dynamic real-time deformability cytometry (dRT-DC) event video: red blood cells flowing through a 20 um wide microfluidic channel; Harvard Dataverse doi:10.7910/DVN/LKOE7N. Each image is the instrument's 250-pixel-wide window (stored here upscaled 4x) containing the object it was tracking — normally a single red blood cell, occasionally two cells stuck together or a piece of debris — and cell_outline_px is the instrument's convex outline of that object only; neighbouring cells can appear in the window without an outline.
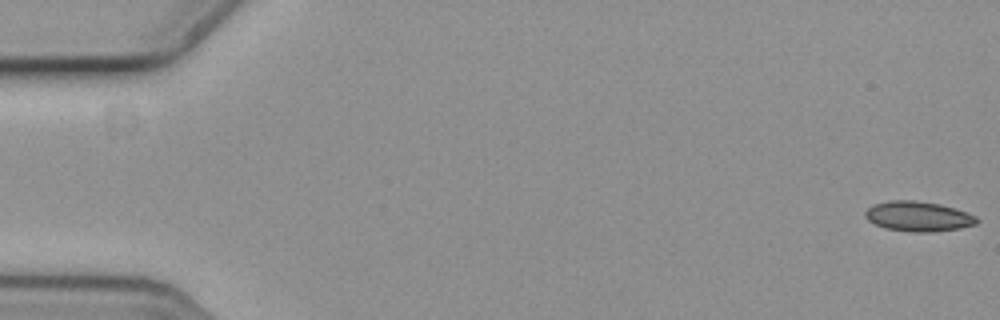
{"species": "common noctule bat (a hibernating species)", "species_latin": "Nyctalus noctula", "temperature_condition": "cold", "stored_images_in_passage": 13, "camera_frame_rate_fps": 3000, "um_per_image_px": 0.085, "animal": {"sex": "female", "body_mass_g": 19.3, "forearm_length_mm": 54.1}, "frame": {"image": 1, "passage_image": 1, "time_ms": 0.0, "image_size_px": [1000, 320], "cell_outline_px": [[980, 220], [976, 224], [960, 228], [936, 232], [912, 232], [888, 228], [876, 224], [868, 220], [864, 216], [864, 212], [868, 208], [876, 204], [892, 200], [912, 200], [940, 204], [976, 216]], "centroid_in_image_um": [78.06, 18.4], "position_along_channel_um": 6.9, "area_um2": 19.25}}